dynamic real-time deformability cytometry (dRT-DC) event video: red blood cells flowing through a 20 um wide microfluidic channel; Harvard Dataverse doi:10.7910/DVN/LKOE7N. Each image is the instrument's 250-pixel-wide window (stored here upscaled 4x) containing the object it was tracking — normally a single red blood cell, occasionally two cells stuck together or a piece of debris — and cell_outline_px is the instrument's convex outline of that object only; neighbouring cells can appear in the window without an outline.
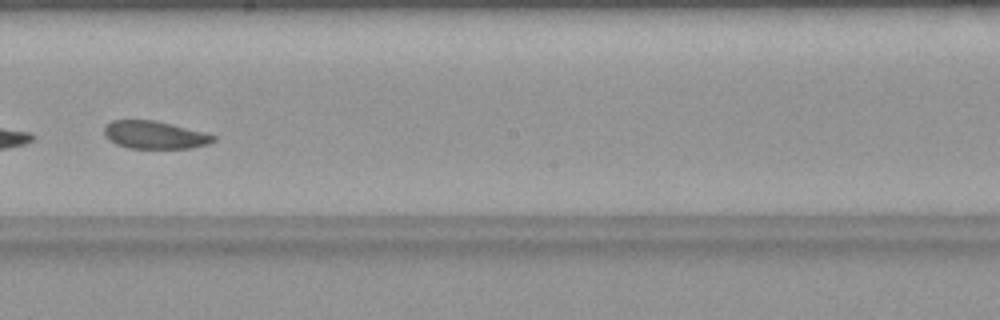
{"species": "common noctule bat (a hibernating species)", "species_latin": "Nyctalus noctula", "temperature_condition": "warm", "stored_images_in_passage": 26, "camera_frame_rate_fps": 3000, "um_per_image_px": 0.085, "animal": {"sex": "female", "body_mass_g": 19.9}, "frame": {"image": 1, "passage_image": 15, "time_ms": 4.667, "image_size_px": [1000, 320], "cell_outline_px": [[216, 140], [208, 144], [192, 148], [128, 148], [116, 144], [108, 140], [104, 132], [104, 128], [112, 120], [156, 120], [208, 132], [216, 136]], "centroid_in_image_um": [13.2, 11.46], "position_along_channel_um": 235.0, "area_um2": 17.92}}